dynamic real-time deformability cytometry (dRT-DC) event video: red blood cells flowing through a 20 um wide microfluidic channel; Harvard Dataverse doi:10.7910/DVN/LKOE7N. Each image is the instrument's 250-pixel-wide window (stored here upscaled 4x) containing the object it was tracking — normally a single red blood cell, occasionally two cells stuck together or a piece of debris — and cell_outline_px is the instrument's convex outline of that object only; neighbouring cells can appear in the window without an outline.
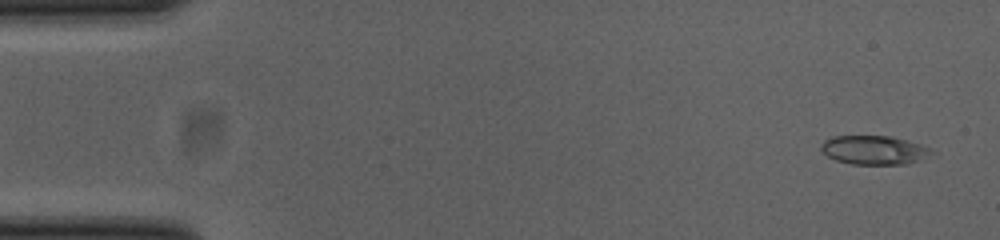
{"species": "common noctule bat (a hibernating species)", "species_latin": "Nyctalus noctula", "temperature_condition": "cold", "stored_images_in_passage": 52, "camera_frame_rate_fps": 3000, "um_per_image_px": 0.085, "animal": {"sex": "female", "body_mass_g": 23.0, "forearm_length_mm": 53.4}, "frame": {"image": 1, "passage_image": 2, "time_ms": 0.333, "image_size_px": [1000, 240], "cell_outline_px": [[936, 152], [920, 160], [908, 164], [852, 164], [836, 160], [828, 156], [820, 148], [820, 144], [824, 140], [832, 136], [892, 136], [920, 144], [932, 148]], "centroid_in_image_um": [74.33, 12.75], "position_along_channel_um": 10.7, "area_um2": 18.73}}
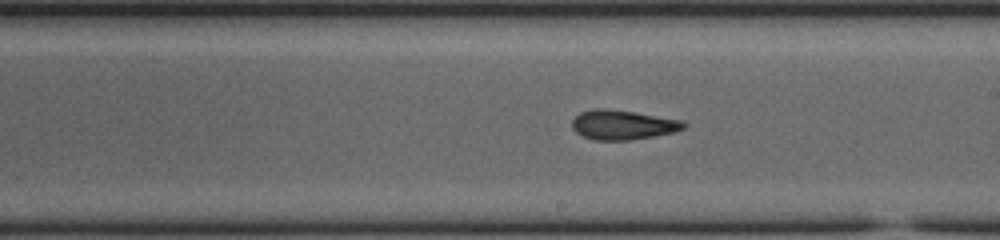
{"frame": {"image": 2, "passage_image": 29, "time_ms": 9.333, "image_size_px": [1000, 240], "cell_outline_px": [[688, 124], [684, 128], [672, 132], [652, 136], [628, 140], [592, 140], [576, 132], [572, 128], [572, 120], [580, 112], [596, 108], [604, 108], [632, 112], [684, 120]], "centroid_in_image_um": [52.92, 10.61], "position_along_channel_um": 236.1, "area_um2": 19.07}}
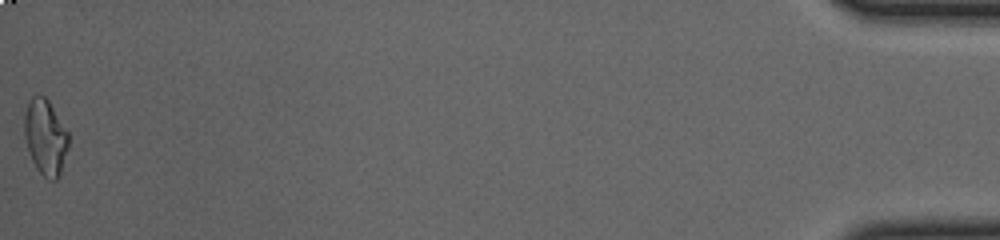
{"frame": {"image": 3, "passage_image": 52, "time_ms": 17.0, "image_size_px": [1000, 240], "cell_outline_px": [[68, 148], [60, 176], [56, 180], [48, 180], [36, 168], [28, 152], [24, 136], [24, 112], [28, 100], [32, 96], [44, 96], [48, 100], [68, 132]], "centroid_in_image_um": [3.84, 11.67], "position_along_channel_um": 431.4, "area_um2": 19.59}, "authors_computed_cell_mechanics": {"area_um2": 19.074, "velocity_mm_per_s": 3.8862, "shape_relaxation_time_tau1_ms": 6.3524, "shape_relaxation_time_tau2_ms": 2.5194, "deformation_change_tau1": 0.1842, "deformation_change_tau2": 0.1052}}